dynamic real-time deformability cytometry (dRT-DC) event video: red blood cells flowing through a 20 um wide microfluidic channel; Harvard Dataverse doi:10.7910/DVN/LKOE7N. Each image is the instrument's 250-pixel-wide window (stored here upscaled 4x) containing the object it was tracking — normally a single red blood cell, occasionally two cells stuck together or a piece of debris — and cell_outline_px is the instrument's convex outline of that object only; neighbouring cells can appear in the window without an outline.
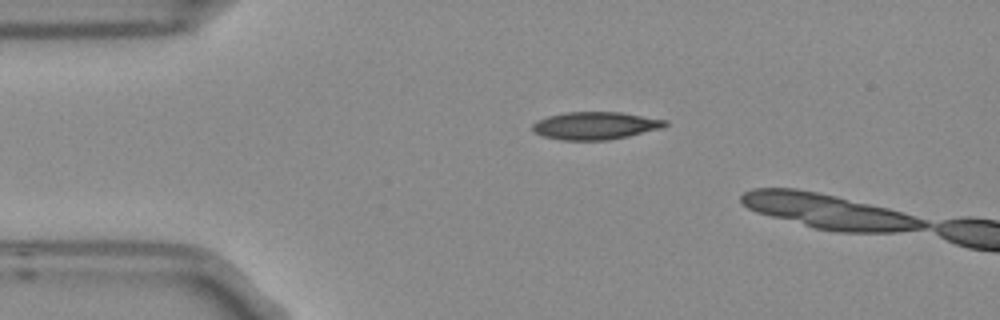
{"species": "Egyptian fruit bat (a non-hibernating species)", "species_latin": "Rousettus aegyptiacus", "temperature_condition": "room temperature", "stored_images_in_passage": 2, "camera_frame_rate_fps": 3000, "um_per_image_px": 0.085, "frame": {"image": 1, "passage_image": 1, "time_ms": 0.0, "image_size_px": [1000, 320], "cell_outline_px": [[668, 124], [664, 128], [628, 136], [608, 140], [564, 140], [544, 136], [536, 132], [532, 128], [532, 124], [548, 116], [568, 112], [620, 112], [668, 120]], "centroid_in_image_um": [50.67, 10.68], "position_along_channel_um": 34.3, "area_um2": 21.21}}